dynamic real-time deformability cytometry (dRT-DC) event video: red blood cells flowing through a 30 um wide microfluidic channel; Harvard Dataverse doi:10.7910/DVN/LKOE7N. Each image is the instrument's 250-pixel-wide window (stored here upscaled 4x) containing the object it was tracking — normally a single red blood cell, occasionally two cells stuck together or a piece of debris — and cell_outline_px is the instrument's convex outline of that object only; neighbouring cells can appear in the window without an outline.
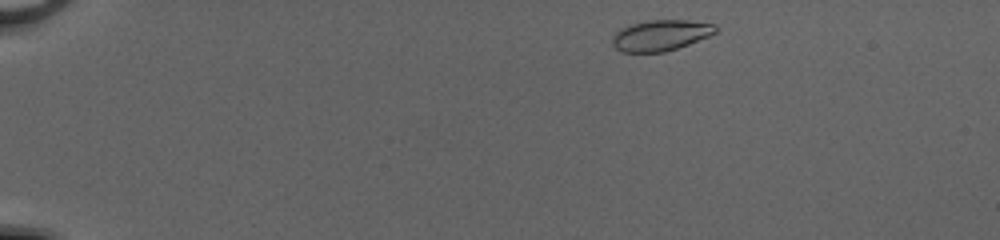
{"species": "common noctule bat (a hibernating species)", "species_latin": "Nyctalus noctula", "temperature_condition": "cold", "stored_images_in_passage": 43, "camera_frame_rate_fps": 3000, "um_per_image_px": 0.085, "animal": {"sex": "female", "body_mass_g": 20.0, "forearm_length_mm": 54.0}, "frame": {"image": 1, "passage_image": 1, "time_ms": 0.0, "image_size_px": [1000, 240], "cell_outline_px": [[720, 28], [716, 32], [708, 36], [688, 44], [664, 52], [620, 52], [612, 44], [612, 36], [620, 28], [628, 24], [648, 20], [688, 20], [716, 24]], "centroid_in_image_um": [56.14, 2.99], "position_along_channel_um": 28.9, "area_um2": 18.73}}
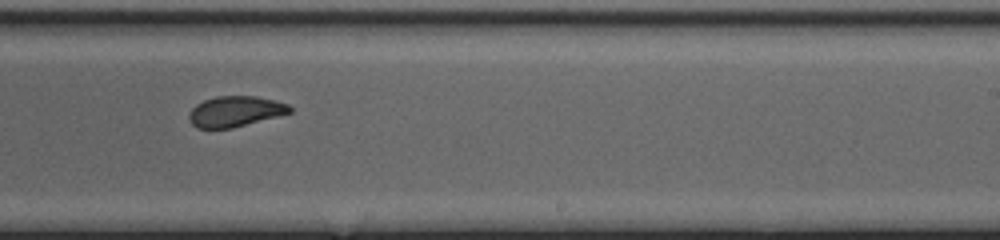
{"frame": {"image": 2, "passage_image": 26, "time_ms": 8.333, "image_size_px": [1000, 240], "cell_outline_px": [[292, 112], [232, 128], [196, 128], [192, 124], [188, 116], [188, 112], [196, 104], [204, 100], [216, 96], [256, 96], [276, 100], [288, 104], [292, 108]], "centroid_in_image_um": [19.98, 9.46], "position_along_channel_um": 269.0, "area_um2": 17.98}}
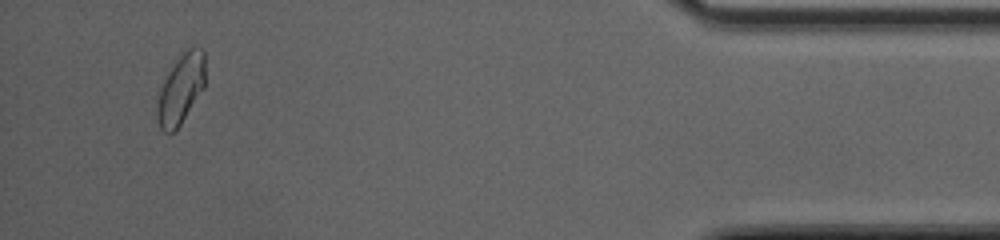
{"frame": {"image": 3, "passage_image": 41, "time_ms": 13.333, "image_size_px": [1000, 240], "cell_outline_px": [[204, 88], [180, 124], [172, 132], [164, 132], [160, 128], [156, 116], [156, 108], [160, 88], [168, 72], [176, 60], [188, 48], [204, 48]], "centroid_in_image_um": [15.36, 7.57], "position_along_channel_um": 419.8, "area_um2": 19.19}, "authors_computed_cell_mechanics": {"area_um2": 18.8428, "velocity_mm_per_s": 4.1288, "shape_relaxation_time_tau1_ms": 5.098, "shape_relaxation_time_tau2_ms": 0.7696, "deformation_change_tau1": 0.1355, "deformation_change_tau2": 0.0383}}